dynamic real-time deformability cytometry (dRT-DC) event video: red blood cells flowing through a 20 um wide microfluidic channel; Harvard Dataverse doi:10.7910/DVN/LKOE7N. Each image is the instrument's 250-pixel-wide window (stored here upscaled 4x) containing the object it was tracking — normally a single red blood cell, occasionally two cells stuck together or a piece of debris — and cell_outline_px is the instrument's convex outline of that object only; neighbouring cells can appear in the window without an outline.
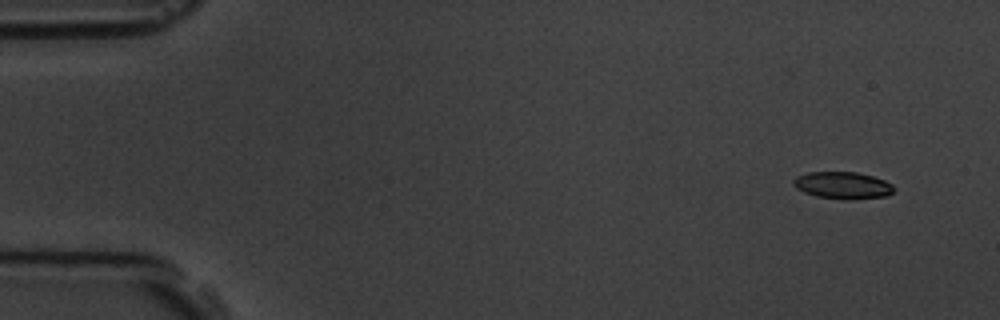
{"species": "common noctule bat (a hibernating species)", "species_latin": "Nyctalus noctula", "temperature_condition": "room temperature", "stored_images_in_passage": 6, "segment_of_instrument_passage": [2, 2], "camera_frame_rate_fps": 3000, "um_per_image_px": 0.085, "animal": {"sex": "male", "body_mass_g": 19.5, "forearm_length_mm": 54.6}, "frame": {"image": 1, "passage_image": 6, "time_ms": 6.0, "image_size_px": [1000, 320], "cell_outline_px": [[896, 188], [888, 196], [852, 200], [848, 200], [816, 196], [804, 192], [796, 188], [792, 184], [792, 180], [796, 176], [808, 172], [856, 172], [872, 176], [884, 180], [892, 184]], "centroid_in_image_um": [71.63, 15.76], "position_along_channel_um": 13.4, "area_um2": 16.01}}